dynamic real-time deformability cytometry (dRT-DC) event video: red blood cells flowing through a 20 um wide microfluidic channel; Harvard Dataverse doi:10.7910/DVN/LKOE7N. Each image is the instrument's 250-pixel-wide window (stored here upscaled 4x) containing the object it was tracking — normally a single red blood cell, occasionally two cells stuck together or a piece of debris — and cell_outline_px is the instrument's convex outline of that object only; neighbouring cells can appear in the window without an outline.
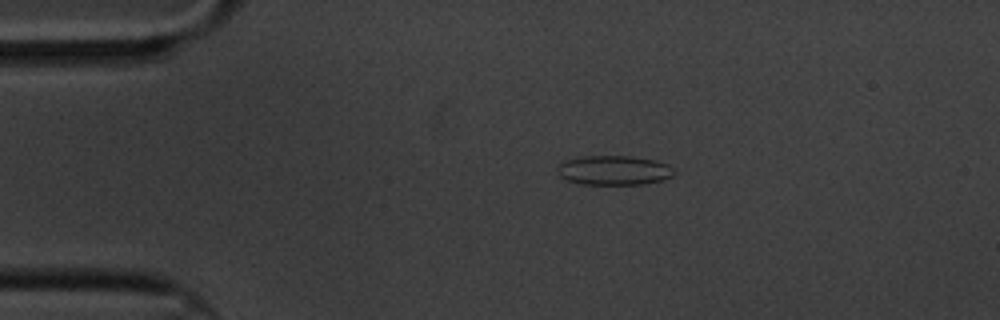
{"species": "common noctule bat (a hibernating species)", "species_latin": "Nyctalus noctula", "temperature_condition": "cold", "stored_images_in_passage": 49, "camera_frame_rate_fps": 3000, "um_per_image_px": 0.085, "animal": {"sex": "male", "body_mass_g": 20.1, "forearm_length_mm": 53.5}, "frame": {"image": 1, "passage_image": 1, "time_ms": 0.0, "image_size_px": [1000, 320], "cell_outline_px": [[676, 172], [672, 176], [664, 180], [644, 184], [580, 184], [568, 180], [560, 176], [560, 164], [564, 160], [584, 156], [632, 156], [656, 160], [668, 164]], "centroid_in_image_um": [52.25, 14.47], "position_along_channel_um": 32.8, "area_um2": 20.0}}
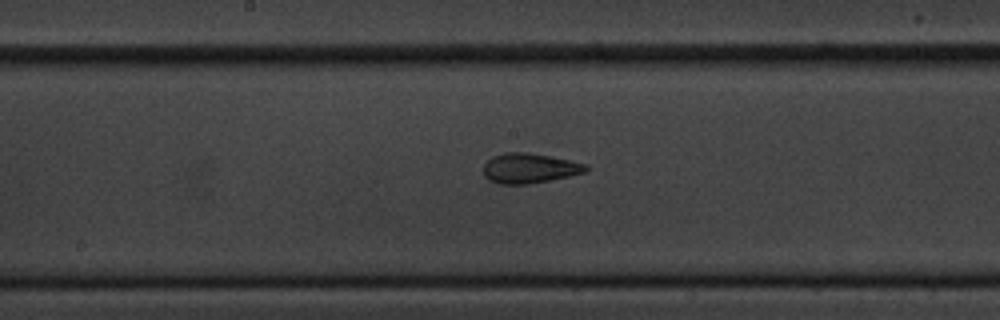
{"frame": {"image": 2, "passage_image": 20, "time_ms": 6.333, "image_size_px": [1000, 320], "cell_outline_px": [[588, 168], [584, 172], [568, 176], [528, 184], [500, 184], [488, 180], [484, 176], [484, 164], [492, 156], [504, 152], [528, 152], [588, 164]], "centroid_in_image_um": [44.96, 14.29], "position_along_channel_um": 203.2, "area_um2": 17.74}}
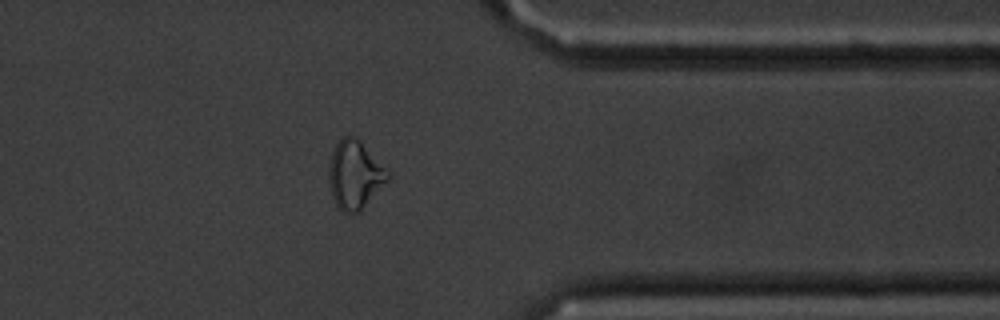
{"frame": {"image": 3, "passage_image": 37, "time_ms": 12.0, "image_size_px": [1000, 320], "cell_outline_px": [[392, 176], [360, 212], [340, 212], [332, 196], [328, 176], [328, 164], [332, 152], [336, 144], [344, 136], [352, 136], [360, 140], [392, 172]], "centroid_in_image_um": [30.19, 14.86], "position_along_channel_um": 381.2, "area_um2": 23.81}, "authors_computed_cell_mechanics": {"area_um2": 18.4382, "velocity_mm_per_s": 3.3159, "shape_relaxation_time_tau1_ms": 6.9059, "shape_relaxation_time_tau2_ms": 2.171, "deformation_change_tau1": 0.114, "deformation_change_tau2": 0.0814}}